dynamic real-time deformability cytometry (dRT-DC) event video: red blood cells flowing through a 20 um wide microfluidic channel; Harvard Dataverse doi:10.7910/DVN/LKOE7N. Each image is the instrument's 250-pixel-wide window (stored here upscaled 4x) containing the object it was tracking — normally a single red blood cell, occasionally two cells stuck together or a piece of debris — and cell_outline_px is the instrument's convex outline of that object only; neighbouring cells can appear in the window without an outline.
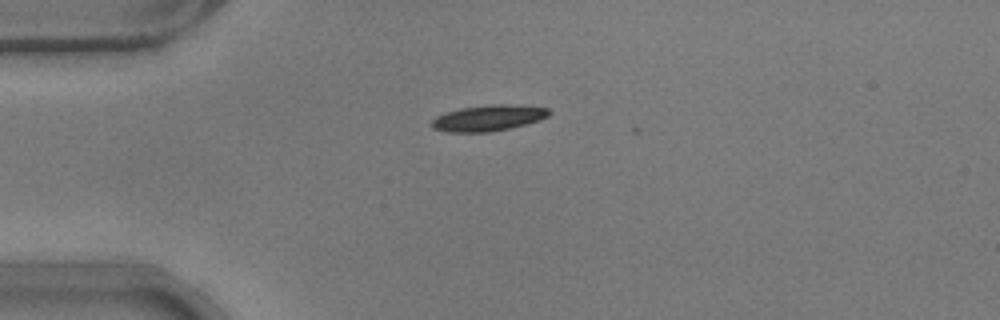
{"species": "common noctule bat (a hibernating species)", "species_latin": "Nyctalus noctula", "temperature_condition": "warm", "stored_images_in_passage": 2, "camera_frame_rate_fps": 3000, "um_per_image_px": 0.085, "animal": {"sex": "male", "body_mass_g": 17.9}, "frame": {"image": 1, "passage_image": 1, "time_ms": 0.0, "image_size_px": [1000, 320], "cell_outline_px": [[552, 112], [548, 116], [540, 120], [528, 124], [492, 132], [448, 132], [432, 128], [432, 120], [436, 116], [460, 108], [492, 104], [508, 104], [548, 108]], "centroid_in_image_um": [41.54, 10.03], "position_along_channel_um": 43.5, "area_um2": 17.8}}